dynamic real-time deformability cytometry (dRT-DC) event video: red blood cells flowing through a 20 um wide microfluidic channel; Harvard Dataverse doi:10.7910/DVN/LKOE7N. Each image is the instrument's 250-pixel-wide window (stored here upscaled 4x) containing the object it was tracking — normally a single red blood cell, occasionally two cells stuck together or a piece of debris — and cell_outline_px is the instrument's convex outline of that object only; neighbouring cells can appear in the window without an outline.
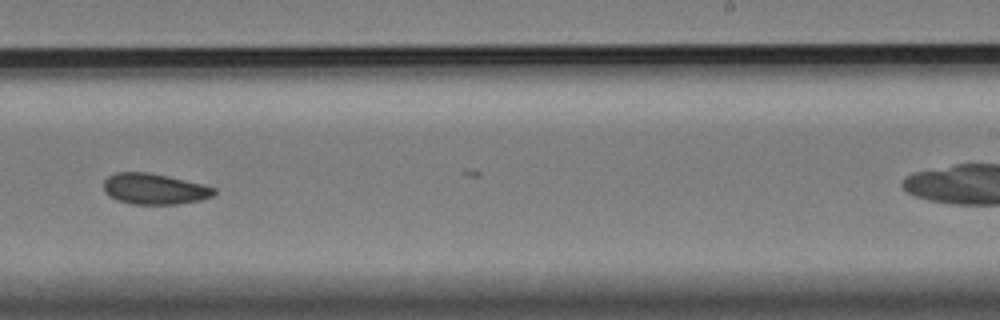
{"species": "Egyptian fruit bat (a non-hibernating species)", "species_latin": "Rousettus aegyptiacus", "temperature_condition": "cold", "stored_images_in_passage": 36, "camera_frame_rate_fps": 3000, "um_per_image_px": 0.085, "animal": {"sex": "female"}, "frame": {"image": 1, "passage_image": 17, "time_ms": 5.333, "image_size_px": [1000, 320], "cell_outline_px": [[216, 192], [212, 196], [200, 200], [176, 204], [132, 204], [116, 200], [104, 192], [104, 180], [108, 176], [116, 172], [148, 172], [168, 176], [216, 188]], "centroid_in_image_um": [13.09, 16.06], "position_along_channel_um": 275.9, "area_um2": 19.77}}
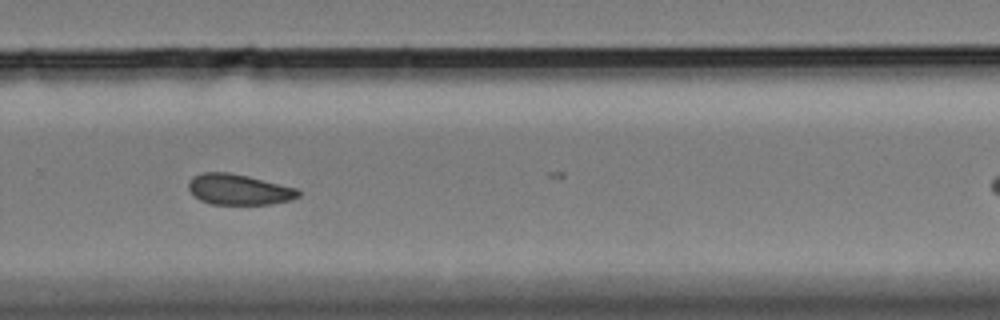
{"frame": {"image": 2, "passage_image": 20, "time_ms": 6.333, "image_size_px": [1000, 320], "cell_outline_px": [[300, 196], [292, 200], [272, 204], [212, 204], [200, 200], [188, 188], [188, 180], [192, 176], [200, 172], [228, 172], [248, 176], [296, 188], [300, 192]], "centroid_in_image_um": [20.29, 16.1], "position_along_channel_um": 309.5, "area_um2": 19.65}}